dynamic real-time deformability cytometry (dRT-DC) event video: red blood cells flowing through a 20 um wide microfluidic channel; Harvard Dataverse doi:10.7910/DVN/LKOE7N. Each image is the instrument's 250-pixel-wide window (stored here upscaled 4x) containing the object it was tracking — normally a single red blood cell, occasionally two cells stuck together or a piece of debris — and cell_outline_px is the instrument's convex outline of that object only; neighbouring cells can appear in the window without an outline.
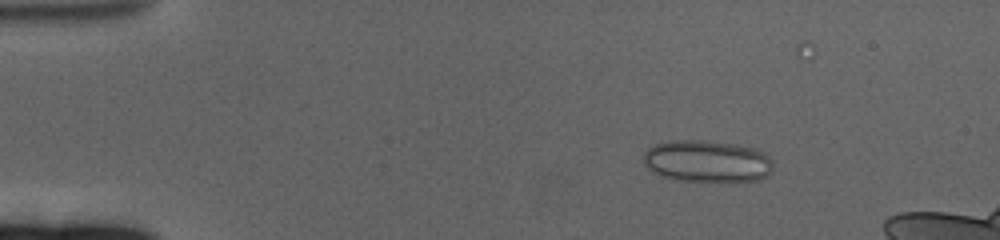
{"species": "human", "species_latin": "Homo sapiens", "temperature_condition": "cold", "stored_images_in_passage": 64, "camera_frame_rate_fps": 3000, "um_per_image_px": 0.085, "donor": {"sex": "female"}, "frame": {"image": 1, "passage_image": 9, "time_ms": 2.667, "image_size_px": [1000, 240], "cell_outline_px": [[772, 172], [768, 176], [760, 180], [680, 180], [660, 176], [652, 172], [644, 164], [644, 152], [648, 148], [656, 144], [668, 140], [704, 140], [736, 144], [752, 148], [764, 152], [772, 160]], "centroid_in_image_um": [60.09, 13.69], "position_along_channel_um": 24.9, "area_um2": 31.62}}
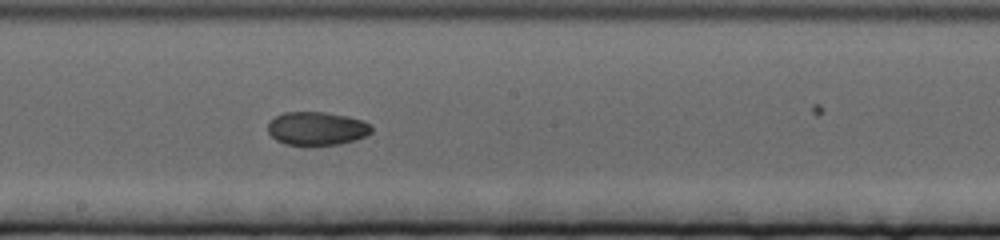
{"frame": {"image": 2, "passage_image": 35, "time_ms": 11.333, "image_size_px": [1000, 240], "cell_outline_px": [[372, 132], [356, 140], [340, 144], [284, 144], [276, 140], [268, 132], [268, 120], [284, 112], [324, 112], [348, 116], [364, 120], [372, 124]], "centroid_in_image_um": [26.95, 10.9], "position_along_channel_um": 221.3, "area_um2": 20.23}}
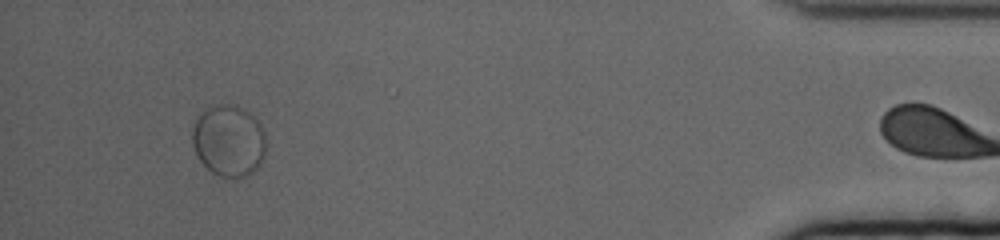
{"frame": {"image": 3, "passage_image": 59, "time_ms": 19.333, "image_size_px": [1000, 240], "cell_outline_px": [[264, 156], [260, 164], [248, 176], [236, 180], [220, 176], [212, 172], [200, 160], [192, 144], [192, 132], [196, 120], [208, 108], [216, 104], [236, 104], [244, 108], [256, 116], [264, 128]], "centroid_in_image_um": [19.48, 11.96], "position_along_channel_um": 415.7, "area_um2": 31.04}}